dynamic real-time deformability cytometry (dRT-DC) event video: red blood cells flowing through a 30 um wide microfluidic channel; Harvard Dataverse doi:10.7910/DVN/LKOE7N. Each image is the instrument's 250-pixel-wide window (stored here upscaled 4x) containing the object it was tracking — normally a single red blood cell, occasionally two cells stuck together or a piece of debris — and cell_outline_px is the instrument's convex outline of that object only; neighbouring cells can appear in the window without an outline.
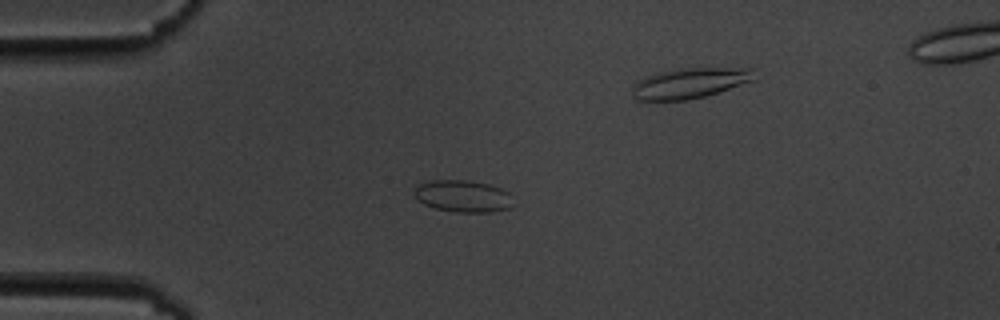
{"species": "common noctule bat (a hibernating species)", "species_latin": "Nyctalus noctula", "temperature_condition": "cold", "stored_images_in_passage": 5, "camera_frame_rate_fps": 3000, "um_per_image_px": 0.085, "animal": {"sex": "male", "body_mass_g": 19.5, "forearm_length_mm": 54.6}, "frame": {"image": 1, "passage_image": 3, "time_ms": 3.0, "image_size_px": [1000, 320], "cell_outline_px": [[512, 208], [488, 212], [456, 212], [436, 208], [424, 204], [412, 192], [420, 184], [432, 180], [468, 180], [488, 184], [500, 188], [508, 192], [512, 204]], "centroid_in_image_um": [39.36, 16.67], "position_along_channel_um": 45.6, "area_um2": 18.21}}